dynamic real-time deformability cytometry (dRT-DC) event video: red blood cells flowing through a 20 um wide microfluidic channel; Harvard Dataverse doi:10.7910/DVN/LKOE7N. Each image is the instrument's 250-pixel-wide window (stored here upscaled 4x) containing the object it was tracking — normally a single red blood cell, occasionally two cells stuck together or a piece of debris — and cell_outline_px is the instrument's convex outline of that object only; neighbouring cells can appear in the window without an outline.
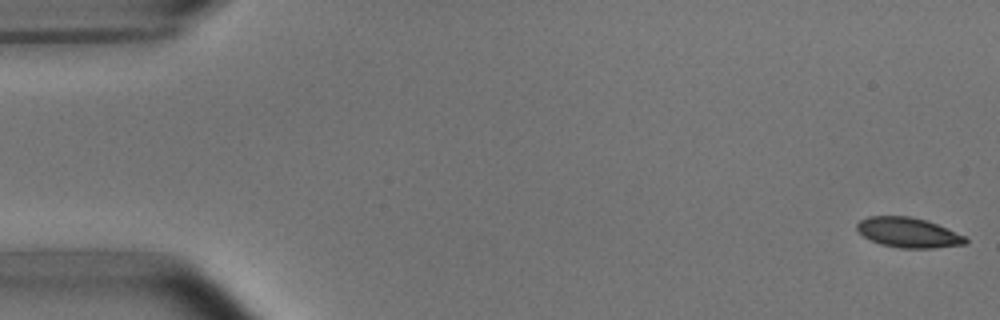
{"species": "common noctule bat (a hibernating species)", "species_latin": "Nyctalus noctula", "temperature_condition": "room temperature", "stored_images_in_passage": 4, "camera_frame_rate_fps": 3000, "um_per_image_px": 0.085, "animal": {"sex": "male", "body_mass_g": 15.6}, "frame": {"image": 1, "passage_image": 1, "time_ms": 0.0, "image_size_px": [1000, 320], "cell_outline_px": [[968, 240], [964, 244], [932, 248], [900, 248], [880, 244], [864, 236], [856, 228], [856, 224], [860, 220], [868, 216], [908, 216], [924, 220], [936, 224], [964, 236]], "centroid_in_image_um": [77.16, 19.77], "position_along_channel_um": 7.8, "area_um2": 18.61}}